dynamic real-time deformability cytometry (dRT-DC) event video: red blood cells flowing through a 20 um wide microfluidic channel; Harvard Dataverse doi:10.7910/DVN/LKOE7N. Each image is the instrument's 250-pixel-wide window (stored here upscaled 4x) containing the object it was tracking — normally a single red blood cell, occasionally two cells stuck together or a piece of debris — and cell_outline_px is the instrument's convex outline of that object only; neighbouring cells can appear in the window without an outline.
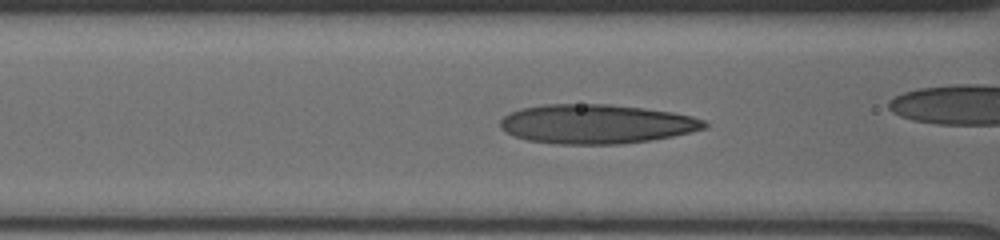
{"species": "human", "species_latin": "Homo sapiens", "temperature_condition": "cold", "stored_images_in_passage": 26, "camera_frame_rate_fps": 3000, "um_per_image_px": 0.085, "donor": {"sex": "male"}, "frame": {"image": 1, "passage_image": 19, "time_ms": 8.0, "image_size_px": [1000, 240], "cell_outline_px": [[708, 124], [704, 128], [692, 132], [652, 140], [620, 144], [556, 144], [528, 140], [512, 136], [504, 132], [500, 128], [500, 120], [508, 112], [520, 108], [544, 104], [612, 104], [644, 108], [672, 112], [692, 116], [704, 120]], "centroid_in_image_um": [50.64, 10.54], "position_along_channel_um": 116.0, "area_um2": 47.11}}
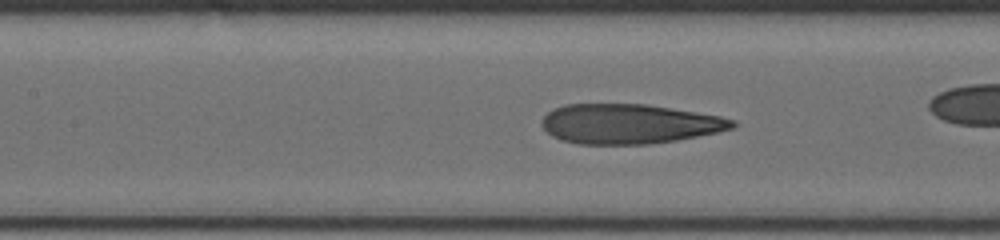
{"frame": {"image": 2, "passage_image": 22, "time_ms": 9.0, "image_size_px": [1000, 240], "cell_outline_px": [[736, 124], [732, 128], [716, 132], [676, 140], [648, 144], [576, 144], [560, 140], [552, 136], [540, 124], [540, 120], [552, 108], [564, 104], [644, 104], [720, 116], [736, 120]], "centroid_in_image_um": [53.41, 10.53], "position_along_channel_um": 154.0, "area_um2": 44.04}}
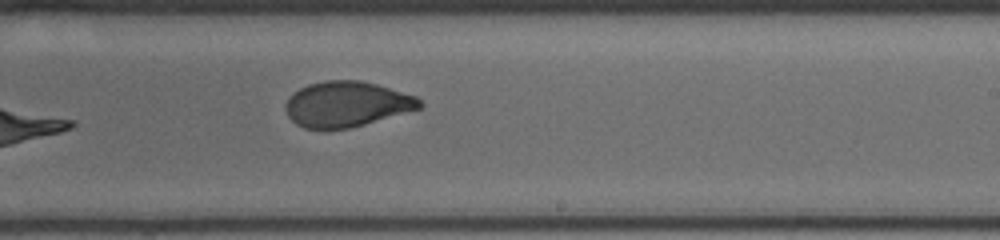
{"frame": {"image": 3, "passage_image": 26, "time_ms": 12.667, "image_size_px": [1000, 240], "cell_outline_px": [[424, 104], [420, 108], [364, 124], [348, 128], [304, 128], [296, 124], [288, 116], [284, 108], [284, 104], [292, 92], [308, 84], [324, 80], [360, 80], [376, 84], [416, 96]], "centroid_in_image_um": [29.43, 8.83], "position_along_channel_um": 259.6, "area_um2": 35.32}}